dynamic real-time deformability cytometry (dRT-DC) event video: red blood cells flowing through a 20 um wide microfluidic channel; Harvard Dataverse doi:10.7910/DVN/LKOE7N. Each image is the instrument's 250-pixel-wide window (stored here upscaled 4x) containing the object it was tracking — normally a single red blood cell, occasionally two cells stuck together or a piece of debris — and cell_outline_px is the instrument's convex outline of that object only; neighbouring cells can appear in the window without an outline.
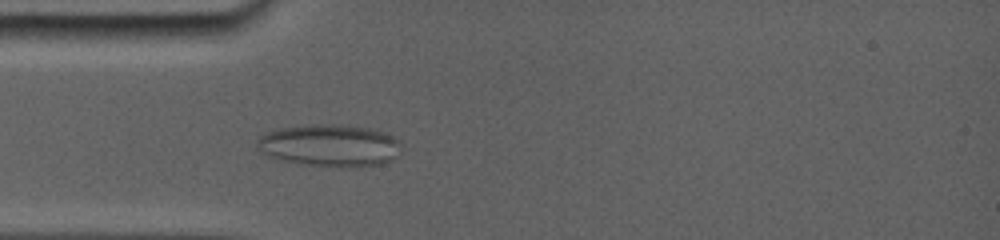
{"species": "common noctule bat (a hibernating species)", "species_latin": "Nyctalus noctula", "temperature_condition": "room temperature", "stored_images_in_passage": 51, "camera_frame_rate_fps": 5000, "um_per_image_px": 0.085, "animal": {"sex": "female", "body_mass_g": 19.0, "forearm_length_mm": 56.7}, "frame": {"image": 1, "passage_image": 11, "time_ms": 2.6, "image_size_px": [1000, 240], "cell_outline_px": [[392, 160], [380, 164], [352, 168], [340, 168], [300, 164], [280, 160], [264, 152], [260, 140], [264, 136], [272, 132], [288, 128], [360, 128], [388, 136], [392, 140]], "centroid_in_image_um": [27.97, 12.49], "position_along_channel_um": 57.0, "area_um2": 31.79}}
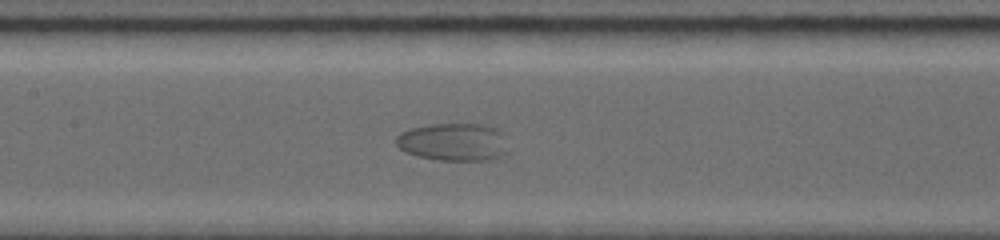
{"frame": {"image": 2, "passage_image": 24, "time_ms": 5.8, "image_size_px": [1000, 240], "cell_outline_px": [[504, 152], [496, 156], [484, 160], [440, 160], [420, 156], [408, 152], [400, 148], [396, 144], [396, 136], [400, 132], [412, 128], [436, 124], [476, 124], [492, 128]], "centroid_in_image_um": [38.33, 12.07], "position_along_channel_um": 169.1, "area_um2": 23.0}}
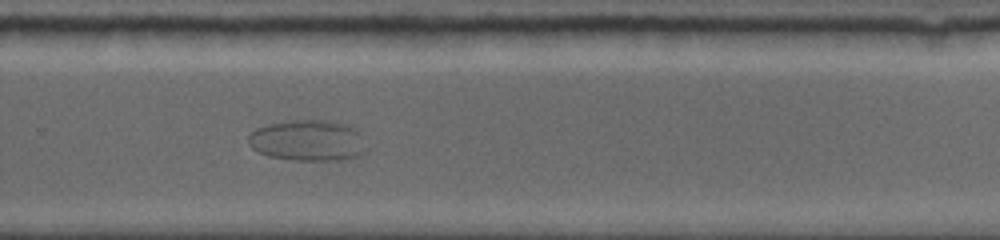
{"frame": {"image": 3, "passage_image": 36, "time_ms": 9.6, "image_size_px": [1000, 240], "cell_outline_px": [[368, 152], [360, 156], [340, 160], [292, 160], [272, 156], [260, 152], [252, 148], [248, 144], [248, 136], [256, 128], [268, 124], [296, 120], [328, 120], [344, 124], [356, 128], [360, 132], [368, 148]], "centroid_in_image_um": [26.24, 11.94], "position_along_channel_um": 303.6, "area_um2": 28.44}}